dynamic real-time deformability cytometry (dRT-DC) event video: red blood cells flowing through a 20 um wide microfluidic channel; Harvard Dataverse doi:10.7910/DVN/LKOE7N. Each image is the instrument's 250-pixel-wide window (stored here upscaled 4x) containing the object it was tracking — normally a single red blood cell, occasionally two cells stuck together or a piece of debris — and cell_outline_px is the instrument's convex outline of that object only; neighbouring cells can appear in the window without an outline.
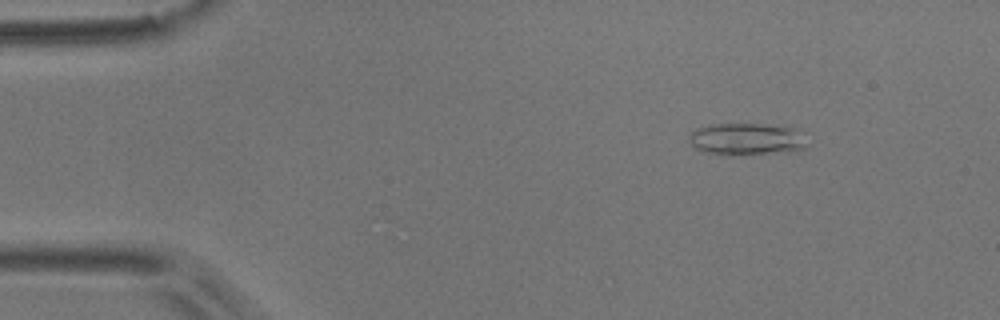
{"species": "common noctule bat (a hibernating species)", "species_latin": "Nyctalus noctula", "temperature_condition": "room temperature", "stored_images_in_passage": 16, "camera_frame_rate_fps": 3000, "um_per_image_px": 0.085, "animal": {"sex": "male", "body_mass_g": 17.9}, "frame": {"image": 1, "passage_image": 7, "time_ms": 2.0, "image_size_px": [1000, 320], "cell_outline_px": [[804, 148], [788, 152], [728, 156], [700, 152], [692, 148], [688, 136], [696, 128], [712, 124], [784, 124], [796, 128]], "centroid_in_image_um": [63.35, 11.83], "position_along_channel_um": 21.7, "area_um2": 22.43}}